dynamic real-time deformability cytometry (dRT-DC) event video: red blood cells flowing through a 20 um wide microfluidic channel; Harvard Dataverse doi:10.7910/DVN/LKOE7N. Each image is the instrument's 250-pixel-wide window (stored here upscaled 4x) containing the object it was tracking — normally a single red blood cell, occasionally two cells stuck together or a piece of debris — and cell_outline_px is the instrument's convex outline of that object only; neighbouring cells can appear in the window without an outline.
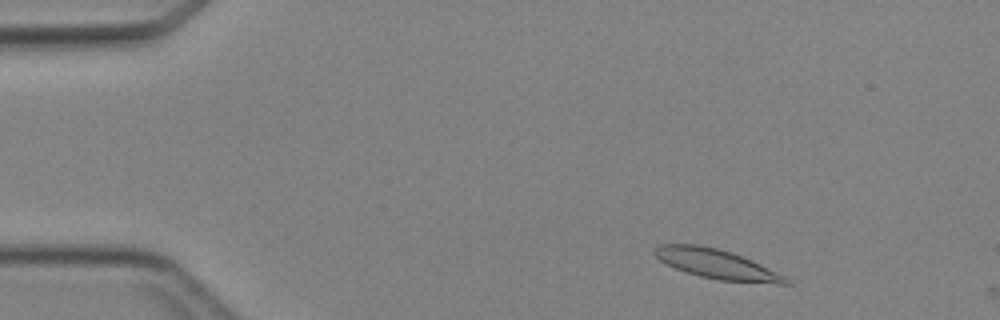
{"species": "Egyptian fruit bat (a non-hibernating species)", "species_latin": "Rousettus aegyptiacus", "temperature_condition": "cold", "stored_images_in_passage": 6, "camera_frame_rate_fps": 3000, "um_per_image_px": 0.085, "animal": {"sex": "female"}, "frame": {"image": 1, "passage_image": 4, "time_ms": 1.0, "image_size_px": [1000, 320], "cell_outline_px": [[792, 284], [776, 284], [720, 280], [700, 276], [676, 268], [660, 260], [652, 252], [652, 248], [660, 244], [696, 244], [716, 248], [732, 252], [752, 260], [792, 280]], "centroid_in_image_um": [60.92, 22.44], "position_along_channel_um": 24.1, "area_um2": 22.43}}